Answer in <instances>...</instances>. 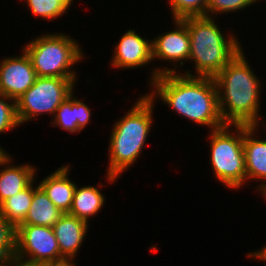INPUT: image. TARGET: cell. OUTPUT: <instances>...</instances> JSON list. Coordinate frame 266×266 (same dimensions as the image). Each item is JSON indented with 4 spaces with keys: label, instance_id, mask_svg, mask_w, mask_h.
Masks as SVG:
<instances>
[{
    "label": "cell",
    "instance_id": "cell-1",
    "mask_svg": "<svg viewBox=\"0 0 266 266\" xmlns=\"http://www.w3.org/2000/svg\"><path fill=\"white\" fill-rule=\"evenodd\" d=\"M151 74L149 82L154 89L146 94L151 99L161 97L159 100L179 115L212 130L226 125L220 115L214 78L182 75L172 68H155Z\"/></svg>",
    "mask_w": 266,
    "mask_h": 266
},
{
    "label": "cell",
    "instance_id": "cell-2",
    "mask_svg": "<svg viewBox=\"0 0 266 266\" xmlns=\"http://www.w3.org/2000/svg\"><path fill=\"white\" fill-rule=\"evenodd\" d=\"M251 69L241 50L214 77L219 111L225 124L259 126L261 85Z\"/></svg>",
    "mask_w": 266,
    "mask_h": 266
},
{
    "label": "cell",
    "instance_id": "cell-3",
    "mask_svg": "<svg viewBox=\"0 0 266 266\" xmlns=\"http://www.w3.org/2000/svg\"><path fill=\"white\" fill-rule=\"evenodd\" d=\"M155 100L143 95L125 116L115 122L108 148L109 167L106 173L108 182H115L117 177H120L121 173L129 169L138 159L151 131Z\"/></svg>",
    "mask_w": 266,
    "mask_h": 266
},
{
    "label": "cell",
    "instance_id": "cell-4",
    "mask_svg": "<svg viewBox=\"0 0 266 266\" xmlns=\"http://www.w3.org/2000/svg\"><path fill=\"white\" fill-rule=\"evenodd\" d=\"M197 16L180 19L188 29L190 37L189 60L195 63V75L185 71L184 75L214 78L241 50L235 35L227 38L212 19ZM227 39V40H226Z\"/></svg>",
    "mask_w": 266,
    "mask_h": 266
},
{
    "label": "cell",
    "instance_id": "cell-5",
    "mask_svg": "<svg viewBox=\"0 0 266 266\" xmlns=\"http://www.w3.org/2000/svg\"><path fill=\"white\" fill-rule=\"evenodd\" d=\"M23 50L37 76L77 79L71 67L83 59V53L71 37L61 33L45 34L27 43Z\"/></svg>",
    "mask_w": 266,
    "mask_h": 266
},
{
    "label": "cell",
    "instance_id": "cell-6",
    "mask_svg": "<svg viewBox=\"0 0 266 266\" xmlns=\"http://www.w3.org/2000/svg\"><path fill=\"white\" fill-rule=\"evenodd\" d=\"M230 126L236 131L232 132ZM210 132V160L214 176L224 186L226 185L225 187L231 189L242 187L246 181L243 125L226 124Z\"/></svg>",
    "mask_w": 266,
    "mask_h": 266
},
{
    "label": "cell",
    "instance_id": "cell-7",
    "mask_svg": "<svg viewBox=\"0 0 266 266\" xmlns=\"http://www.w3.org/2000/svg\"><path fill=\"white\" fill-rule=\"evenodd\" d=\"M76 79L39 77L34 84L16 100L19 124L44 114H55L56 109L73 92Z\"/></svg>",
    "mask_w": 266,
    "mask_h": 266
},
{
    "label": "cell",
    "instance_id": "cell-8",
    "mask_svg": "<svg viewBox=\"0 0 266 266\" xmlns=\"http://www.w3.org/2000/svg\"><path fill=\"white\" fill-rule=\"evenodd\" d=\"M60 258L63 256L52 227L30 224L17 226L14 261L42 265Z\"/></svg>",
    "mask_w": 266,
    "mask_h": 266
},
{
    "label": "cell",
    "instance_id": "cell-9",
    "mask_svg": "<svg viewBox=\"0 0 266 266\" xmlns=\"http://www.w3.org/2000/svg\"><path fill=\"white\" fill-rule=\"evenodd\" d=\"M36 72L26 52L18 57H7L0 63V93L17 100L35 82Z\"/></svg>",
    "mask_w": 266,
    "mask_h": 266
},
{
    "label": "cell",
    "instance_id": "cell-10",
    "mask_svg": "<svg viewBox=\"0 0 266 266\" xmlns=\"http://www.w3.org/2000/svg\"><path fill=\"white\" fill-rule=\"evenodd\" d=\"M111 64L115 68L131 69L149 64L152 58V41L139 36L135 30L122 35L115 47Z\"/></svg>",
    "mask_w": 266,
    "mask_h": 266
},
{
    "label": "cell",
    "instance_id": "cell-11",
    "mask_svg": "<svg viewBox=\"0 0 266 266\" xmlns=\"http://www.w3.org/2000/svg\"><path fill=\"white\" fill-rule=\"evenodd\" d=\"M174 24L176 29L152 40V58L169 60L168 62L180 61V65H183V60L189 59L190 37L187 26L180 19H175Z\"/></svg>",
    "mask_w": 266,
    "mask_h": 266
},
{
    "label": "cell",
    "instance_id": "cell-12",
    "mask_svg": "<svg viewBox=\"0 0 266 266\" xmlns=\"http://www.w3.org/2000/svg\"><path fill=\"white\" fill-rule=\"evenodd\" d=\"M88 224L83 219L64 213L53 225L52 228L63 257L77 256L87 234Z\"/></svg>",
    "mask_w": 266,
    "mask_h": 266
},
{
    "label": "cell",
    "instance_id": "cell-13",
    "mask_svg": "<svg viewBox=\"0 0 266 266\" xmlns=\"http://www.w3.org/2000/svg\"><path fill=\"white\" fill-rule=\"evenodd\" d=\"M258 126L243 125V148L245 153L246 180L255 179L266 184V139H256ZM266 127V123H265ZM253 137V138H252ZM261 179V180H260Z\"/></svg>",
    "mask_w": 266,
    "mask_h": 266
},
{
    "label": "cell",
    "instance_id": "cell-14",
    "mask_svg": "<svg viewBox=\"0 0 266 266\" xmlns=\"http://www.w3.org/2000/svg\"><path fill=\"white\" fill-rule=\"evenodd\" d=\"M69 168L68 165L58 168L38 184L47 197L63 213H69L76 187V183L68 178Z\"/></svg>",
    "mask_w": 266,
    "mask_h": 266
},
{
    "label": "cell",
    "instance_id": "cell-15",
    "mask_svg": "<svg viewBox=\"0 0 266 266\" xmlns=\"http://www.w3.org/2000/svg\"><path fill=\"white\" fill-rule=\"evenodd\" d=\"M11 157L8 154L2 161L0 170V205L9 197L21 192L27 188L32 182H35V173H37L34 166L29 164L11 166ZM7 166V167H6Z\"/></svg>",
    "mask_w": 266,
    "mask_h": 266
},
{
    "label": "cell",
    "instance_id": "cell-16",
    "mask_svg": "<svg viewBox=\"0 0 266 266\" xmlns=\"http://www.w3.org/2000/svg\"><path fill=\"white\" fill-rule=\"evenodd\" d=\"M73 95L74 93L56 109L52 126L58 125L70 133H77L89 123L91 111L85 103Z\"/></svg>",
    "mask_w": 266,
    "mask_h": 266
},
{
    "label": "cell",
    "instance_id": "cell-17",
    "mask_svg": "<svg viewBox=\"0 0 266 266\" xmlns=\"http://www.w3.org/2000/svg\"><path fill=\"white\" fill-rule=\"evenodd\" d=\"M63 214L45 192L38 187L33 193L31 206L21 224L53 227Z\"/></svg>",
    "mask_w": 266,
    "mask_h": 266
},
{
    "label": "cell",
    "instance_id": "cell-18",
    "mask_svg": "<svg viewBox=\"0 0 266 266\" xmlns=\"http://www.w3.org/2000/svg\"><path fill=\"white\" fill-rule=\"evenodd\" d=\"M75 187L73 203L69 215L83 219L88 223V219L97 214L104 205L105 197L100 189L95 186Z\"/></svg>",
    "mask_w": 266,
    "mask_h": 266
},
{
    "label": "cell",
    "instance_id": "cell-19",
    "mask_svg": "<svg viewBox=\"0 0 266 266\" xmlns=\"http://www.w3.org/2000/svg\"><path fill=\"white\" fill-rule=\"evenodd\" d=\"M33 184L32 182L27 188L9 197L0 205V214L16 227L25 220L31 206L33 193L39 187L37 185L34 188Z\"/></svg>",
    "mask_w": 266,
    "mask_h": 266
},
{
    "label": "cell",
    "instance_id": "cell-20",
    "mask_svg": "<svg viewBox=\"0 0 266 266\" xmlns=\"http://www.w3.org/2000/svg\"><path fill=\"white\" fill-rule=\"evenodd\" d=\"M16 235L17 227L0 214V266L14 262Z\"/></svg>",
    "mask_w": 266,
    "mask_h": 266
},
{
    "label": "cell",
    "instance_id": "cell-21",
    "mask_svg": "<svg viewBox=\"0 0 266 266\" xmlns=\"http://www.w3.org/2000/svg\"><path fill=\"white\" fill-rule=\"evenodd\" d=\"M28 7L35 16H40L43 19H55L62 16L69 10L73 0H25Z\"/></svg>",
    "mask_w": 266,
    "mask_h": 266
},
{
    "label": "cell",
    "instance_id": "cell-22",
    "mask_svg": "<svg viewBox=\"0 0 266 266\" xmlns=\"http://www.w3.org/2000/svg\"><path fill=\"white\" fill-rule=\"evenodd\" d=\"M207 2L208 0H169L173 20L206 16Z\"/></svg>",
    "mask_w": 266,
    "mask_h": 266
},
{
    "label": "cell",
    "instance_id": "cell-23",
    "mask_svg": "<svg viewBox=\"0 0 266 266\" xmlns=\"http://www.w3.org/2000/svg\"><path fill=\"white\" fill-rule=\"evenodd\" d=\"M19 125L16 115V101L0 93V133L7 132Z\"/></svg>",
    "mask_w": 266,
    "mask_h": 266
},
{
    "label": "cell",
    "instance_id": "cell-24",
    "mask_svg": "<svg viewBox=\"0 0 266 266\" xmlns=\"http://www.w3.org/2000/svg\"><path fill=\"white\" fill-rule=\"evenodd\" d=\"M258 0H208L207 2V17H212L213 14L235 12L242 8H247ZM211 15V16H210Z\"/></svg>",
    "mask_w": 266,
    "mask_h": 266
},
{
    "label": "cell",
    "instance_id": "cell-25",
    "mask_svg": "<svg viewBox=\"0 0 266 266\" xmlns=\"http://www.w3.org/2000/svg\"><path fill=\"white\" fill-rule=\"evenodd\" d=\"M73 259H75V258L63 257L60 259L46 262V263L42 264V266H75V264L72 262Z\"/></svg>",
    "mask_w": 266,
    "mask_h": 266
},
{
    "label": "cell",
    "instance_id": "cell-26",
    "mask_svg": "<svg viewBox=\"0 0 266 266\" xmlns=\"http://www.w3.org/2000/svg\"><path fill=\"white\" fill-rule=\"evenodd\" d=\"M248 257H254L258 258L260 260H263V262H266V246H264L261 250L256 251L254 253H249Z\"/></svg>",
    "mask_w": 266,
    "mask_h": 266
},
{
    "label": "cell",
    "instance_id": "cell-27",
    "mask_svg": "<svg viewBox=\"0 0 266 266\" xmlns=\"http://www.w3.org/2000/svg\"><path fill=\"white\" fill-rule=\"evenodd\" d=\"M12 264L14 266H42V265H31V264H27V263H23V262H18V261H14Z\"/></svg>",
    "mask_w": 266,
    "mask_h": 266
},
{
    "label": "cell",
    "instance_id": "cell-28",
    "mask_svg": "<svg viewBox=\"0 0 266 266\" xmlns=\"http://www.w3.org/2000/svg\"><path fill=\"white\" fill-rule=\"evenodd\" d=\"M8 155L7 152H5V150L3 148L0 147V165H1V161Z\"/></svg>",
    "mask_w": 266,
    "mask_h": 266
},
{
    "label": "cell",
    "instance_id": "cell-29",
    "mask_svg": "<svg viewBox=\"0 0 266 266\" xmlns=\"http://www.w3.org/2000/svg\"><path fill=\"white\" fill-rule=\"evenodd\" d=\"M259 192H261L262 195H264V198H266V184L262 185L259 189Z\"/></svg>",
    "mask_w": 266,
    "mask_h": 266
}]
</instances>
